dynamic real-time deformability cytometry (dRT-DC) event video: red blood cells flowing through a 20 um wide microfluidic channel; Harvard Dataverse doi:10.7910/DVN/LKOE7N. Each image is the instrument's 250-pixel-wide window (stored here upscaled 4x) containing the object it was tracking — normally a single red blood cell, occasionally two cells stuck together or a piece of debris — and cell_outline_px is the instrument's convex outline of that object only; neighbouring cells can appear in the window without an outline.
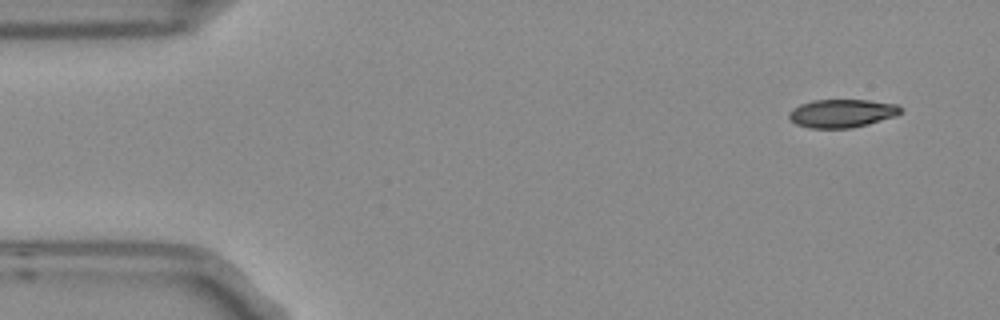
{"species": "Egyptian fruit bat (a non-hibernating species)", "species_latin": "Rousettus aegyptiacus", "temperature_condition": "room temperature", "stored_images_in_passage": 4, "camera_frame_rate_fps": 3000, "um_per_image_px": 0.085, "frame": {"image": 1, "passage_image": 1, "time_ms": 0.0, "image_size_px": [1000, 320], "cell_outline_px": [[900, 112], [896, 116], [868, 124], [852, 128], [808, 128], [796, 124], [788, 116], [788, 112], [792, 108], [800, 104], [812, 100], [868, 100], [900, 104]], "centroid_in_image_um": [71.55, 9.63], "position_along_channel_um": 13.4, "area_um2": 18.5}}
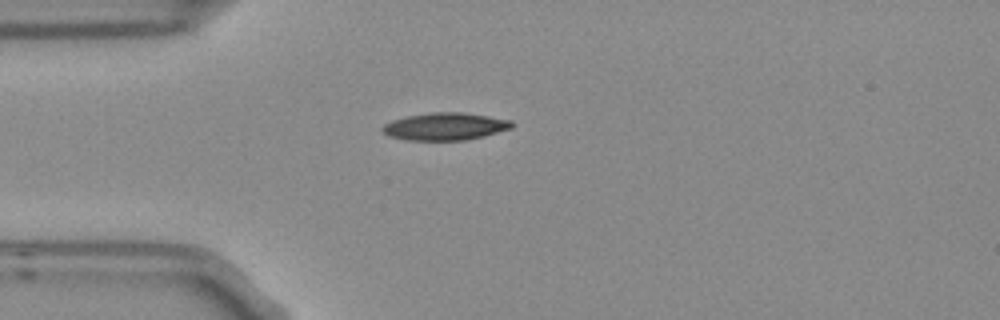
{"frame": {"image": 2, "passage_image": 4, "time_ms": 1.0, "image_size_px": [1000, 320], "cell_outline_px": [[512, 128], [484, 136], [464, 140], [408, 140], [388, 136], [380, 128], [384, 124], [392, 120], [408, 116], [432, 112], [460, 112], [488, 116], [512, 120]], "centroid_in_image_um": [37.82, 10.75], "position_along_channel_um": 47.2, "area_um2": 20.58}}